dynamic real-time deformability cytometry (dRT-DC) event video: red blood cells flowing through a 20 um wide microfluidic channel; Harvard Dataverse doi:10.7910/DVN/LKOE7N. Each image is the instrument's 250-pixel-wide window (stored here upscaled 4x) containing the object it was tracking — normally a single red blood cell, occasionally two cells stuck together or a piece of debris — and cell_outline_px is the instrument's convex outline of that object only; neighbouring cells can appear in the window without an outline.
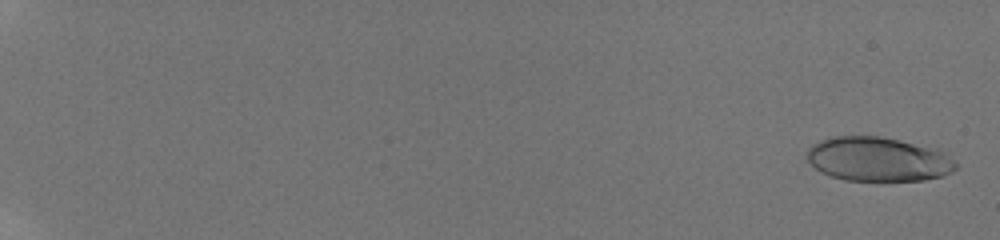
{"species": "human", "species_latin": "Homo sapiens", "temperature_condition": "room temperature", "stored_images_in_passage": 57, "camera_frame_rate_fps": 3000, "um_per_image_px": 0.085, "donor": {"sex": "male"}, "frame": {"image": 1, "passage_image": 2, "time_ms": 0.333, "image_size_px": [1000, 240], "cell_outline_px": [[956, 168], [952, 172], [944, 176], [924, 180], [844, 180], [820, 172], [808, 160], [808, 148], [812, 144], [820, 140], [832, 136], [880, 136], [900, 140], [936, 148], [952, 160], [956, 164]], "centroid_in_image_um": [74.63, 13.52], "position_along_channel_um": 10.4, "area_um2": 38.21}}
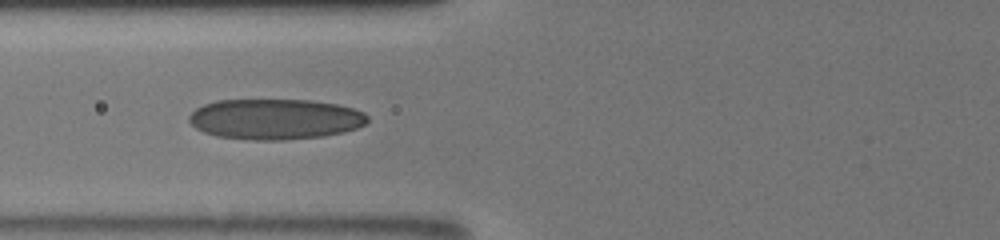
{"frame": {"image": 2, "passage_image": 27, "time_ms": 8.667, "image_size_px": [1000, 240], "cell_outline_px": [[368, 120], [364, 124], [356, 128], [340, 132], [320, 136], [280, 140], [252, 140], [216, 136], [204, 132], [196, 128], [188, 120], [188, 116], [196, 108], [204, 104], [216, 100], [312, 100], [336, 104], [352, 108], [364, 112], [368, 116]], "centroid_in_image_um": [23.35, 10.12], "position_along_channel_um": 102.5, "area_um2": 42.02}}
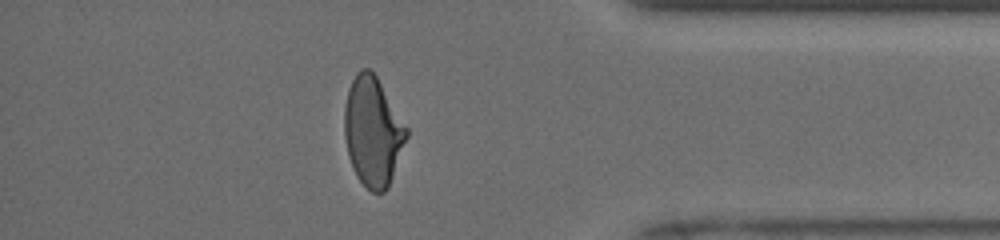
{"frame": {"image": 3, "passage_image": 51, "time_ms": 16.667, "image_size_px": [1000, 240], "cell_outline_px": [[408, 136], [388, 188], [384, 192], [372, 192], [356, 176], [348, 156], [344, 136], [344, 108], [348, 88], [356, 72], [360, 68], [368, 68], [376, 76], [408, 128]], "centroid_in_image_um": [31.68, 11.17], "position_along_channel_um": 403.5, "area_um2": 39.48}, "authors_computed_cell_mechanics": {"area_um2": 39.4196, "velocity_mm_per_s": 3.9627, "shape_relaxation_time_tau1_ms": 7.1812, "shape_relaxation_time_tau2_ms": 0.9832, "deformation_change_tau1": 0.2492, "deformation_change_tau2": 0.0846}}